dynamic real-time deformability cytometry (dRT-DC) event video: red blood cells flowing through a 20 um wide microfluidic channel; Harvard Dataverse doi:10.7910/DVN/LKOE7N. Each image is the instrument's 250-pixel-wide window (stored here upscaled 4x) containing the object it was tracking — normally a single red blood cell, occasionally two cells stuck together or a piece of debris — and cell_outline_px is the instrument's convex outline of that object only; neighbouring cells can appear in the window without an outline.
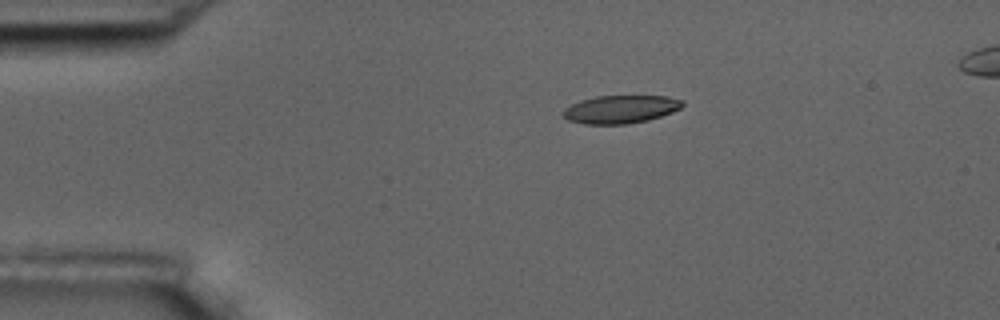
{"species": "common noctule bat (a hibernating species)", "species_latin": "Nyctalus noctula", "temperature_condition": "room temperature", "stored_images_in_passage": 4, "camera_frame_rate_fps": 3000, "um_per_image_px": 0.085, "animal": {"sex": "male", "body_mass_g": 17.5, "forearm_length_mm": 52.3}, "frame": {"image": 1, "passage_image": 1, "time_ms": 0.0, "image_size_px": [1000, 320], "cell_outline_px": [[684, 104], [680, 108], [672, 112], [648, 120], [628, 124], [584, 124], [568, 120], [564, 116], [564, 108], [580, 100], [596, 96], [668, 96], [684, 100]], "centroid_in_image_um": [52.77, 9.28], "position_along_channel_um": 32.2, "area_um2": 19.48}}